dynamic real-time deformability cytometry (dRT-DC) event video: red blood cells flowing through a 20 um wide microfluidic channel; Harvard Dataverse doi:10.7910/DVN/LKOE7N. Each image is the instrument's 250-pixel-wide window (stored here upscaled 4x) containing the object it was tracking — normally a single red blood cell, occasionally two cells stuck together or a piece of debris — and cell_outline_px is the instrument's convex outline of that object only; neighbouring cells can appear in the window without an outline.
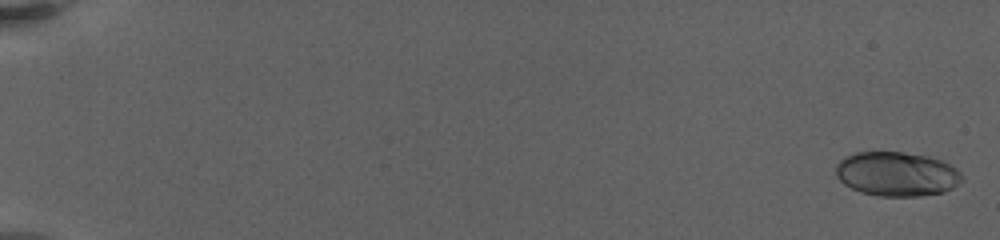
{"species": "human", "species_latin": "Homo sapiens", "temperature_condition": "warm", "stored_images_in_passage": 45, "camera_frame_rate_fps": 3000, "um_per_image_px": 0.085, "donor": {"sex": "female"}, "frame": {"image": 1, "passage_image": 2, "time_ms": 0.333, "image_size_px": [1000, 240], "cell_outline_px": [[960, 180], [952, 188], [944, 192], [920, 196], [880, 196], [860, 192], [844, 184], [836, 176], [836, 164], [844, 156], [856, 152], [904, 152], [928, 156], [940, 160], [956, 168], [960, 172]], "centroid_in_image_um": [76.18, 14.78], "position_along_channel_um": 8.8, "area_um2": 32.48}}
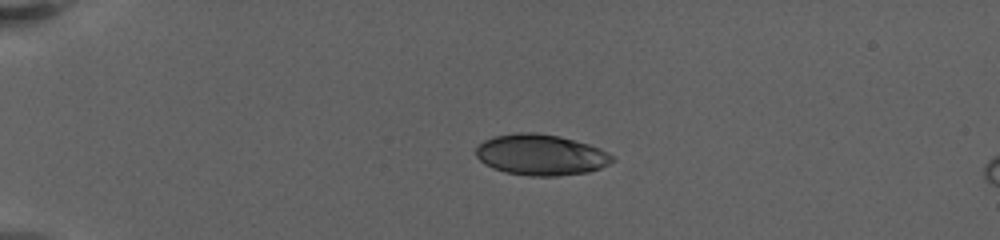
{"frame": {"image": 2, "passage_image": 32, "time_ms": 5.667, "image_size_px": [1000, 240], "cell_outline_px": [[616, 160], [600, 168], [588, 172], [560, 176], [528, 176], [504, 172], [492, 168], [484, 164], [476, 156], [476, 148], [484, 140], [496, 136], [520, 132], [532, 132], [560, 136], [588, 144], [600, 148], [612, 156]], "centroid_in_image_um": [45.97, 13.17], "position_along_channel_um": 39.0, "area_um2": 32.54}}